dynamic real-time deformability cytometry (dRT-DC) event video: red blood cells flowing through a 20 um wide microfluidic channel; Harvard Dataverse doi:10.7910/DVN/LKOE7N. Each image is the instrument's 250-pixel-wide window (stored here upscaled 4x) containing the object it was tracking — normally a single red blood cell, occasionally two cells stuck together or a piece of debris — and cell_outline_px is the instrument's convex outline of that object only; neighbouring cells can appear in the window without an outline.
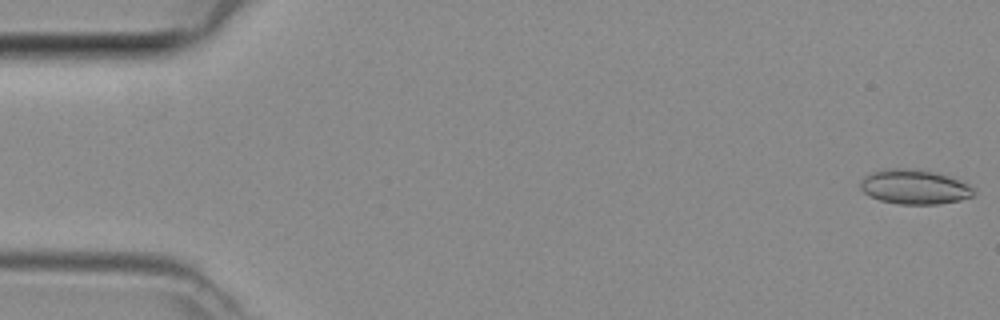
{"species": "common noctule bat (a hibernating species)", "species_latin": "Nyctalus noctula", "temperature_condition": "room temperature", "stored_images_in_passage": 6, "camera_frame_rate_fps": 3000, "um_per_image_px": 0.085, "animal": {"sex": "female", "body_mass_g": 29.2, "forearm_length_mm": 56.3}, "frame": {"image": 1, "passage_image": 1, "time_ms": 0.0, "image_size_px": [1000, 320], "cell_outline_px": [[976, 188], [972, 196], [960, 200], [936, 204], [900, 204], [880, 200], [864, 192], [860, 188], [860, 184], [864, 176], [872, 172], [884, 168], [916, 168], [936, 172], [948, 176], [968, 184]], "centroid_in_image_um": [77.73, 15.87], "position_along_channel_um": 7.3, "area_um2": 22.89}}
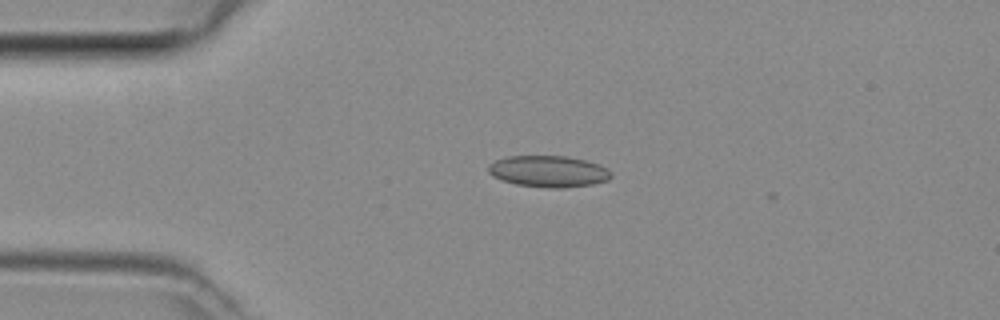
{"frame": {"image": 2, "passage_image": 4, "time_ms": 1.0, "image_size_px": [1000, 320], "cell_outline_px": [[612, 176], [608, 180], [592, 184], [564, 188], [548, 188], [516, 184], [492, 176], [488, 172], [488, 164], [496, 160], [508, 156], [568, 156], [584, 160], [596, 164], [612, 172]], "centroid_in_image_um": [46.6, 14.57], "position_along_channel_um": 38.4, "area_um2": 22.37}}